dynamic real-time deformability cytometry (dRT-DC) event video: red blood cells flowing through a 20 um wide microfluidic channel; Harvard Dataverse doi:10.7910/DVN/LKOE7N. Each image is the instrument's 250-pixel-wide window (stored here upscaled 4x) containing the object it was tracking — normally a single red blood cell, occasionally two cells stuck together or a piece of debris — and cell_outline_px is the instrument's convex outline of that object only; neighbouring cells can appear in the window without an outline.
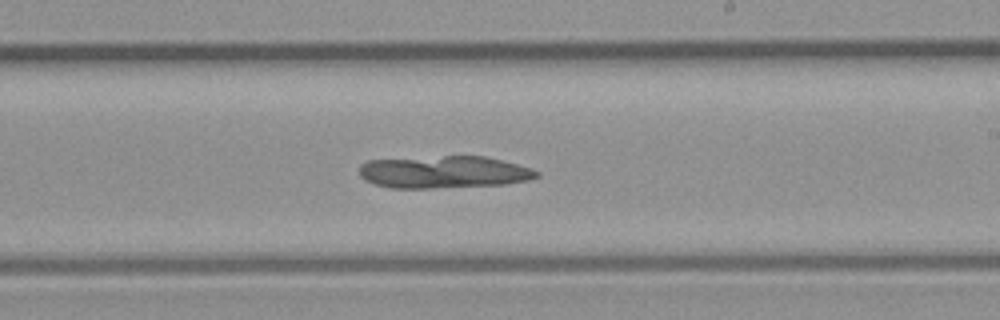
{"species": "common noctule bat (a hibernating species)", "species_latin": "Nyctalus noctula", "temperature_condition": "room temperature", "stored_images_in_passage": 25, "camera_frame_rate_fps": 3000, "um_per_image_px": 0.085, "animal": {"sex": "male", "body_mass_g": 23.1, "forearm_length_mm": 52.7}, "frame": {"image": 1, "passage_image": 11, "time_ms": 3.333, "image_size_px": [1000, 320], "cell_outline_px": [[540, 176], [528, 180], [504, 184], [432, 188], [392, 188], [376, 184], [364, 180], [360, 176], [360, 164], [368, 160], [444, 156], [484, 156], [532, 168], [540, 172]], "centroid_in_image_um": [37.72, 14.62], "position_along_channel_um": 251.3, "area_um2": 33.29}}
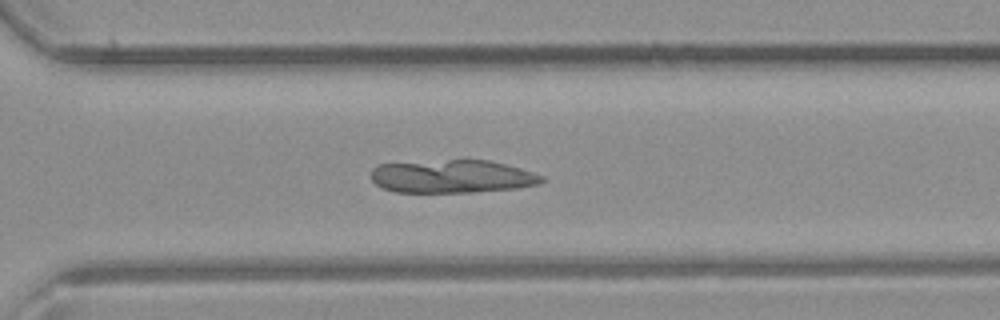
{"frame": {"image": 2, "passage_image": 15, "time_ms": 4.667, "image_size_px": [1000, 320], "cell_outline_px": [[544, 180], [540, 184], [516, 188], [472, 192], [392, 192], [380, 188], [372, 180], [372, 168], [376, 164], [448, 160], [488, 160], [504, 164], [532, 172], [544, 176]], "centroid_in_image_um": [38.39, 15.0], "position_along_channel_um": 332.2, "area_um2": 32.89}}
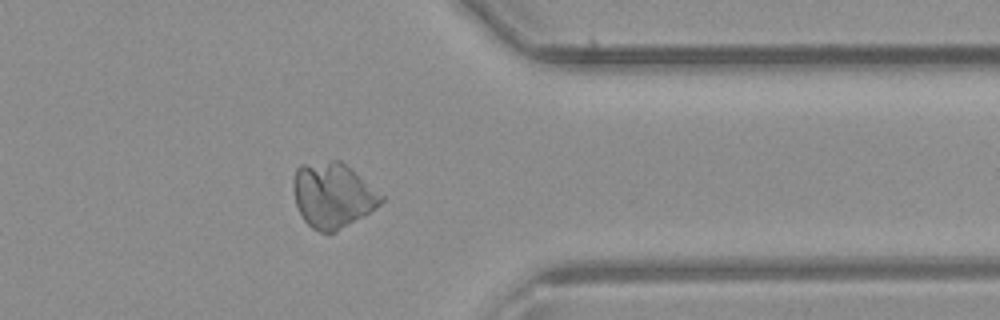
{"frame": {"image": 3, "passage_image": 18, "time_ms": 5.667, "image_size_px": [1000, 320], "cell_outline_px": [[384, 200], [380, 204], [368, 212], [336, 232], [320, 232], [312, 228], [304, 220], [296, 204], [292, 184], [292, 180], [296, 168], [300, 164], [332, 160], [340, 160], [352, 168], [384, 196]], "centroid_in_image_um": [28.26, 16.56], "position_along_channel_um": 383.1, "area_um2": 33.29}}